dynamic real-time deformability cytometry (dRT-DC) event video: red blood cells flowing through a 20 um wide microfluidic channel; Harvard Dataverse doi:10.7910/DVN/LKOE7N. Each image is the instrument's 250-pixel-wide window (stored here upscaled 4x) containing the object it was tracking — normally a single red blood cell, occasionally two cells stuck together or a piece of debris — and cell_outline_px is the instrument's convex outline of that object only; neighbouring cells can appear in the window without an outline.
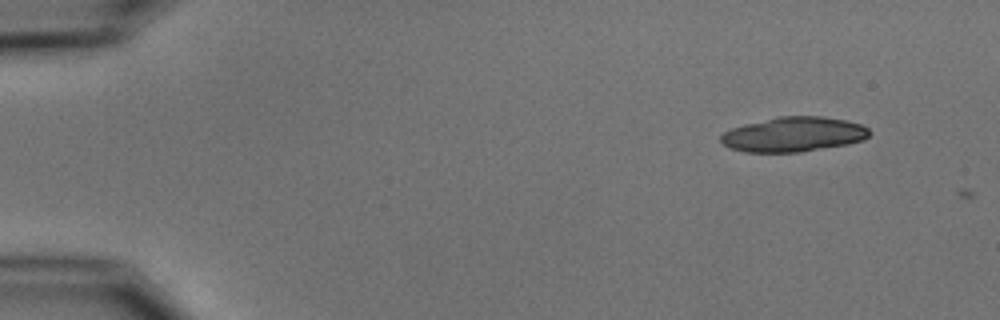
{"species": "common noctule bat (a hibernating species)", "species_latin": "Nyctalus noctula", "temperature_condition": "cold", "stored_images_in_passage": 2, "camera_frame_rate_fps": 3000, "um_per_image_px": 0.085, "animal": {"sex": "male", "body_mass_g": 15.6}, "frame": {"image": 1, "passage_image": 1, "time_ms": 0.0, "image_size_px": [1000, 320], "cell_outline_px": [[872, 132], [864, 140], [848, 144], [800, 152], [744, 152], [732, 148], [724, 144], [720, 140], [720, 136], [724, 132], [732, 128], [744, 124], [780, 116], [824, 116], [844, 120], [860, 124], [868, 128]], "centroid_in_image_um": [67.47, 11.42], "position_along_channel_um": 17.5, "area_um2": 30.06}}